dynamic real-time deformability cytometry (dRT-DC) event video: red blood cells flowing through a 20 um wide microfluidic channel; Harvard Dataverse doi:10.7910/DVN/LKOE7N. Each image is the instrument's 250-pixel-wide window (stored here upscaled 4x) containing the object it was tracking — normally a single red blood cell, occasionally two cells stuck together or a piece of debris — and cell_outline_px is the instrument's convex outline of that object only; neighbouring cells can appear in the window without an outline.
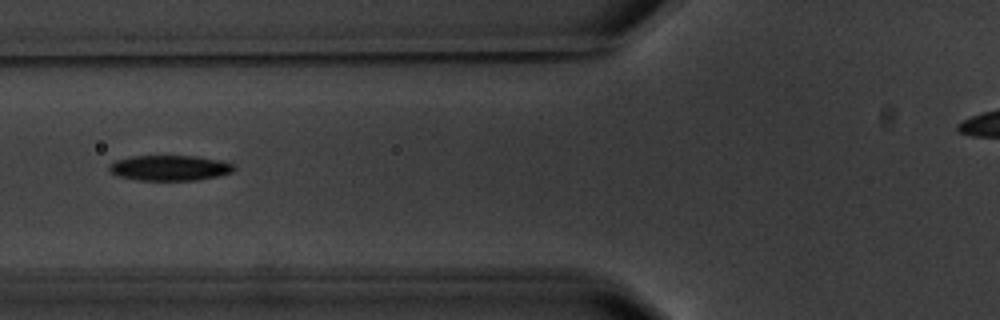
{"species": "common noctule bat (a hibernating species)", "species_latin": "Nyctalus noctula", "temperature_condition": "warm", "stored_images_in_passage": 5, "camera_frame_rate_fps": 3000, "um_per_image_px": 0.085, "animal": {"sex": "male", "body_mass_g": 20.1, "forearm_length_mm": 53.5}, "frame": {"image": 1, "passage_image": 3, "time_ms": 2.333, "image_size_px": [1000, 320], "cell_outline_px": [[236, 168], [232, 172], [216, 176], [196, 180], [136, 180], [116, 176], [108, 168], [108, 164], [116, 160], [132, 156], [196, 156], [224, 160], [232, 164]], "centroid_in_image_um": [14.41, 14.27], "position_along_channel_um": 111.4, "area_um2": 18.55}}